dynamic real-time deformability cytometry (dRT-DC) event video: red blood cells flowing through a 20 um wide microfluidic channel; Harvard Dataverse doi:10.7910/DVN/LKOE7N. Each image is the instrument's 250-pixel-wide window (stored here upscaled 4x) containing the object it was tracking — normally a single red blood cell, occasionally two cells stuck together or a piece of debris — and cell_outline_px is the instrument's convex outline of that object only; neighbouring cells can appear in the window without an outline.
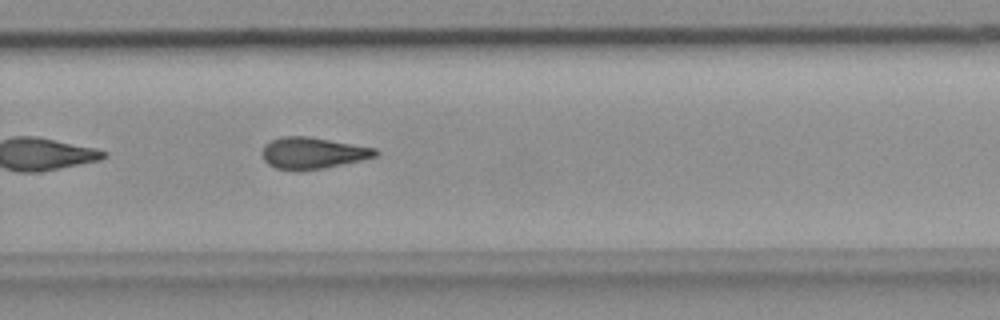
{"species": "common noctule bat (a hibernating species)", "species_latin": "Nyctalus noctula", "temperature_condition": "room temperature", "stored_images_in_passage": 36, "camera_frame_rate_fps": 3000, "um_per_image_px": 0.085, "animal": {"sex": "female", "body_mass_g": 18.4}, "frame": {"image": 1, "passage_image": 21, "time_ms": 6.667, "image_size_px": [1000, 320], "cell_outline_px": [[380, 152], [376, 156], [360, 160], [324, 168], [296, 172], [276, 168], [268, 164], [264, 160], [264, 144], [272, 140], [284, 136], [308, 136], [376, 148]], "centroid_in_image_um": [26.58, 13.02], "position_along_channel_um": 303.2, "area_um2": 20.75}, "authors_computed_cell_mechanics": {"area_um2": 20.7502, "velocity_mm_per_s": 3.6945, "shape_relaxation_time_tau1_ms": null, "shape_relaxation_time_tau2_ms": 6.9759, "deformation_change_tau1": null, "deformation_change_tau2": 0.1675}}